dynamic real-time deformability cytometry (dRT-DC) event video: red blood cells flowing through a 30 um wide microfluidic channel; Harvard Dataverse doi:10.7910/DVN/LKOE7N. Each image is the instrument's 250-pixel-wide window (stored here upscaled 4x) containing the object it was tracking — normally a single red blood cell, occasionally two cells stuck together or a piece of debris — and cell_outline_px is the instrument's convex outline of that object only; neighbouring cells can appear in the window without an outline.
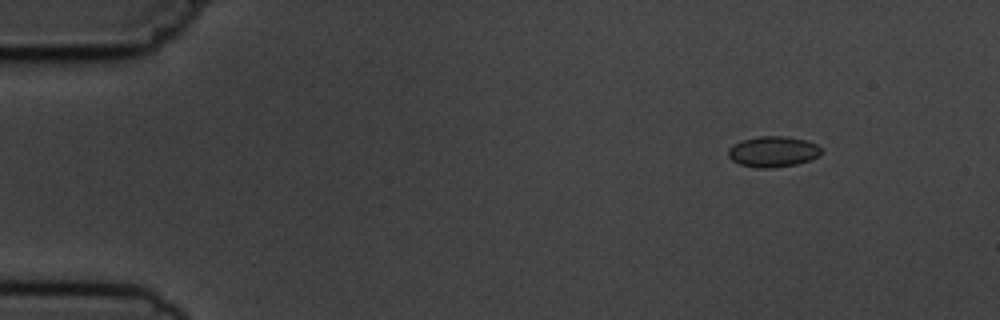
{"species": "common noctule bat (a hibernating species)", "species_latin": "Nyctalus noctula", "temperature_condition": "cold", "stored_images_in_passage": 3, "camera_frame_rate_fps": 3000, "um_per_image_px": 0.085, "animal": {"sex": "male", "body_mass_g": 19.5, "forearm_length_mm": 54.6}, "frame": {"image": 1, "passage_image": 1, "time_ms": 0.0, "image_size_px": [1000, 320], "cell_outline_px": [[820, 152], [812, 160], [796, 164], [772, 168], [756, 168], [740, 164], [732, 160], [728, 156], [728, 148], [732, 144], [740, 140], [760, 136], [784, 136], [804, 140], [816, 144], [820, 148]], "centroid_in_image_um": [65.65, 12.89], "position_along_channel_um": 19.4, "area_um2": 16.65}}